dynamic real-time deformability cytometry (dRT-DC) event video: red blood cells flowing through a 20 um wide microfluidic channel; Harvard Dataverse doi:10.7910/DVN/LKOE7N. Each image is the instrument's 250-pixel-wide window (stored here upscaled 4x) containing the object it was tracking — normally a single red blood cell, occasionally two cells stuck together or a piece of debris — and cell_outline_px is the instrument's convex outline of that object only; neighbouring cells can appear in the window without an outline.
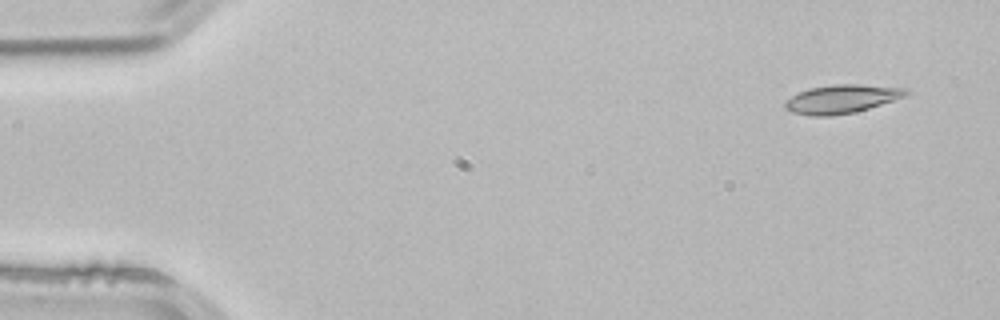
{"species": "common noctule bat (a hibernating species)", "species_latin": "Nyctalus noctula", "temperature_condition": "room temperature", "stored_images_in_passage": 3, "camera_frame_rate_fps": 3000, "um_per_image_px": 0.085, "animal": {"sex": "male", "body_mass_g": 21.5, "forearm_length_mm": 52.0}, "frame": {"image": 1, "passage_image": 1, "time_ms": 0.0, "image_size_px": [1000, 320], "cell_outline_px": [[908, 92], [904, 96], [856, 112], [832, 116], [808, 116], [792, 112], [784, 108], [784, 104], [792, 96], [808, 88], [836, 84], [856, 84], [908, 88]], "centroid_in_image_um": [71.5, 8.42], "position_along_channel_um": 13.5, "area_um2": 19.94}}
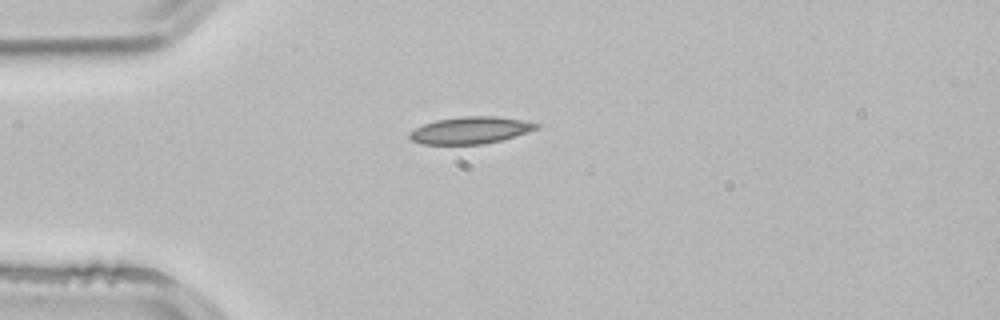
{"frame": {"image": 2, "passage_image": 3, "time_ms": 0.667, "image_size_px": [1000, 320], "cell_outline_px": [[540, 128], [500, 140], [484, 144], [424, 144], [412, 140], [408, 136], [408, 132], [424, 124], [436, 120], [460, 116], [496, 116], [520, 120], [540, 124]], "centroid_in_image_um": [39.97, 11.06], "position_along_channel_um": 45.0, "area_um2": 19.77}}